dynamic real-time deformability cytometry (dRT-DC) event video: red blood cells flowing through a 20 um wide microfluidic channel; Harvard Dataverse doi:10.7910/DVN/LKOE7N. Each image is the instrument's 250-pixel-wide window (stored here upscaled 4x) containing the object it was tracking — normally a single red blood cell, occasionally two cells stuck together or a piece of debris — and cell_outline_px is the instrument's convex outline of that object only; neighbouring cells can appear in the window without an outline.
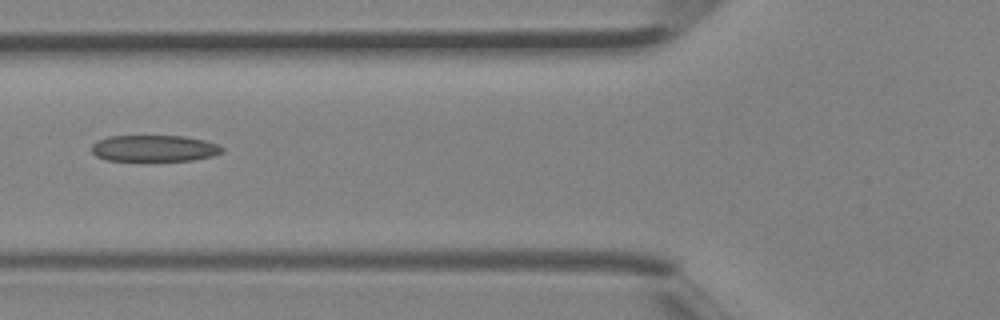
{"species": "Egyptian fruit bat (a non-hibernating species)", "species_latin": "Rousettus aegyptiacus", "temperature_condition": "room temperature", "stored_images_in_passage": 5, "camera_frame_rate_fps": 3000, "um_per_image_px": 0.085, "animal": {"sex": "female"}, "frame": {"image": 1, "passage_image": 5, "time_ms": 1.333, "image_size_px": [1000, 320], "cell_outline_px": [[224, 152], [212, 156], [192, 160], [104, 160], [96, 156], [92, 152], [92, 144], [96, 140], [108, 136], [184, 136], [204, 140], [216, 144], [224, 148]], "centroid_in_image_um": [13.09, 12.6], "position_along_channel_um": 112.7, "area_um2": 20.06}}